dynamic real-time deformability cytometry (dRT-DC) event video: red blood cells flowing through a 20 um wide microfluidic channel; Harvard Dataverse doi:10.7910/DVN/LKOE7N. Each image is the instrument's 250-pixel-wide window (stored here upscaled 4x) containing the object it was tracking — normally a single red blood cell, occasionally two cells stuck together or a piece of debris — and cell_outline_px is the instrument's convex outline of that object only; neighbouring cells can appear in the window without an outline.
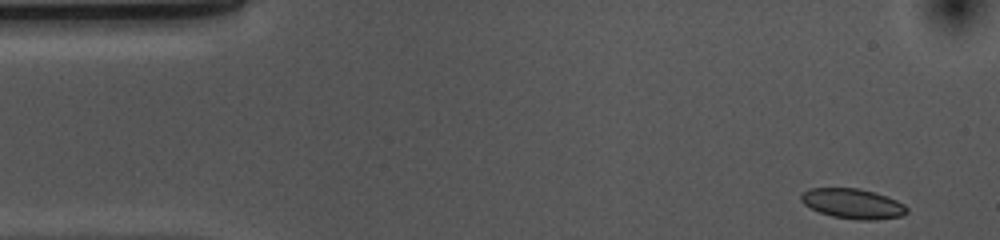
{"species": "common noctule bat (a hibernating species)", "species_latin": "Nyctalus noctula", "temperature_condition": "cold", "stored_images_in_passage": 51, "camera_frame_rate_fps": 3000, "um_per_image_px": 0.085, "animal": {"sex": "female", "body_mass_g": 10.0, "forearm_length_mm": 53.1}, "frame": {"image": 1, "passage_image": 1, "time_ms": 0.0, "image_size_px": [1000, 240], "cell_outline_px": [[908, 212], [904, 216], [872, 220], [860, 220], [832, 216], [820, 212], [804, 204], [800, 200], [800, 196], [804, 192], [812, 188], [860, 188], [876, 192], [888, 196], [904, 204], [908, 208]], "centroid_in_image_um": [72.54, 17.31], "position_along_channel_um": 12.5, "area_um2": 18.55}}
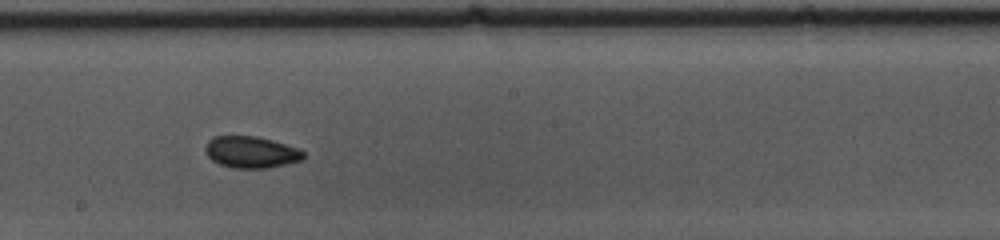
{"frame": {"image": 2, "passage_image": 26, "time_ms": 8.333, "image_size_px": [1000, 240], "cell_outline_px": [[304, 156], [300, 160], [288, 164], [268, 168], [232, 168], [220, 164], [212, 160], [208, 156], [204, 148], [208, 140], [212, 136], [256, 136], [272, 140], [296, 148], [304, 152]], "centroid_in_image_um": [21.31, 12.93], "position_along_channel_um": 226.9, "area_um2": 18.03}}
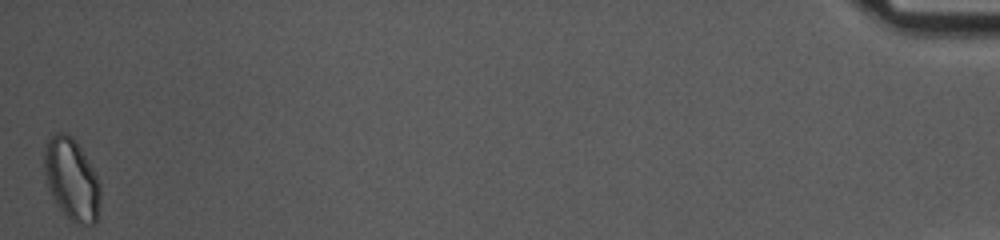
{"frame": {"image": 3, "passage_image": 51, "time_ms": 16.667, "image_size_px": [1000, 240], "cell_outline_px": [[100, 200], [96, 224], [80, 224], [72, 220], [60, 208], [52, 196], [48, 188], [44, 172], [44, 148], [52, 132], [64, 132], [72, 136], [76, 140], [88, 160], [100, 184]], "centroid_in_image_um": [6.08, 15.2], "position_along_channel_um": 429.1, "area_um2": 26.65}, "authors_computed_cell_mechanics": {"area_um2": 18.5538, "velocity_mm_per_s": 3.6515, "shape_relaxation_time_tau1_ms": 5.2626, "shape_relaxation_time_tau2_ms": 4.1826, "deformation_change_tau1": 0.0754, "deformation_change_tau2": 0.0774}}